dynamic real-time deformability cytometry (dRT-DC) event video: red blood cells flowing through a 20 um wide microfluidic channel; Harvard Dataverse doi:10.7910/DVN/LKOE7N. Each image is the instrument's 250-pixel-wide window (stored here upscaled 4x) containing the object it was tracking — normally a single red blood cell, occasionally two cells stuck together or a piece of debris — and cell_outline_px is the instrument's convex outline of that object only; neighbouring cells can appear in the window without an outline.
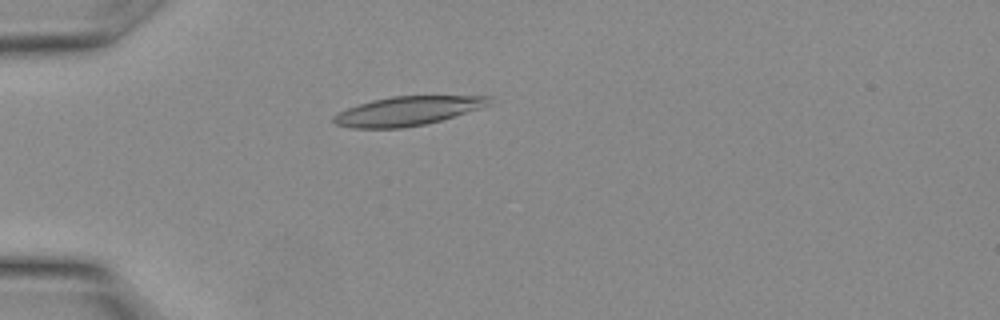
{"species": "Egyptian fruit bat (a non-hibernating species)", "species_latin": "Rousettus aegyptiacus", "temperature_condition": "warm", "stored_images_in_passage": 8, "camera_frame_rate_fps": 3000, "um_per_image_px": 0.085, "animal": {"sex": "female"}, "frame": {"image": 1, "passage_image": 5, "time_ms": 1.333, "image_size_px": [1000, 320], "cell_outline_px": [[492, 96], [488, 104], [480, 108], [440, 120], [424, 124], [400, 128], [352, 128], [336, 124], [332, 120], [332, 116], [348, 108], [372, 100], [392, 96]], "centroid_in_image_um": [34.6, 9.43], "position_along_channel_um": 50.4, "area_um2": 25.89}}
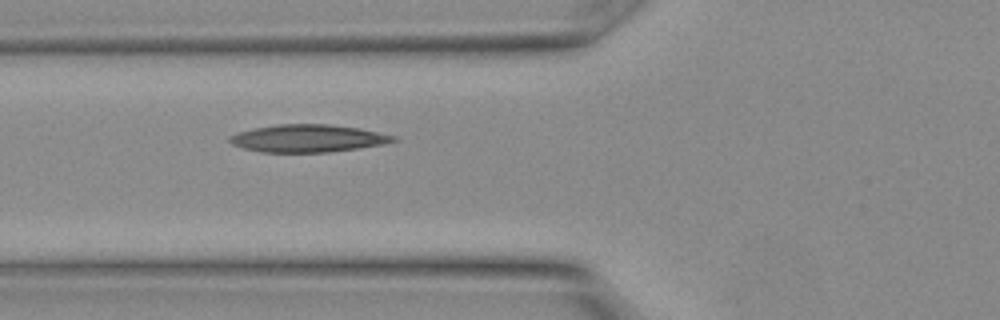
{"frame": {"image": 2, "passage_image": 8, "time_ms": 2.333, "image_size_px": [1000, 320], "cell_outline_px": [[400, 140], [384, 144], [328, 152], [260, 152], [244, 148], [232, 144], [228, 140], [228, 136], [252, 128], [276, 124], [328, 124], [356, 128], [396, 136]], "centroid_in_image_um": [26.14, 11.76], "position_along_channel_um": 99.7, "area_um2": 26.13}}